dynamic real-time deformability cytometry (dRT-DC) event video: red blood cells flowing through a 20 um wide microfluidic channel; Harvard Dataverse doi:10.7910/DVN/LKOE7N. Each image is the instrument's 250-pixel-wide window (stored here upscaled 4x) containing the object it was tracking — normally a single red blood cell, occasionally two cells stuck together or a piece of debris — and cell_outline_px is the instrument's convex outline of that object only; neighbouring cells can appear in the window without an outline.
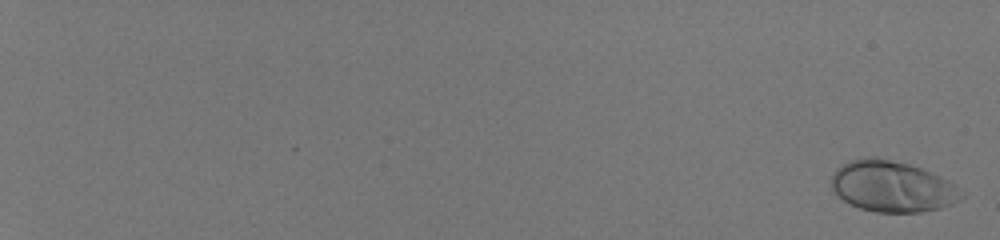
{"species": "human", "species_latin": "Homo sapiens", "temperature_condition": "room temperature", "stored_images_in_passage": 57, "camera_frame_rate_fps": 3000, "um_per_image_px": 0.085, "donor": {"sex": "male"}, "frame": {"image": 1, "passage_image": 2, "time_ms": 0.333, "image_size_px": [1000, 240], "cell_outline_px": [[964, 196], [940, 208], [920, 212], [876, 212], [860, 208], [844, 200], [832, 188], [832, 172], [836, 168], [848, 160], [868, 156], [876, 156], [908, 164], [920, 168], [940, 176], [948, 180], [964, 192]], "centroid_in_image_um": [75.81, 15.83], "position_along_channel_um": 9.2, "area_um2": 38.44}}
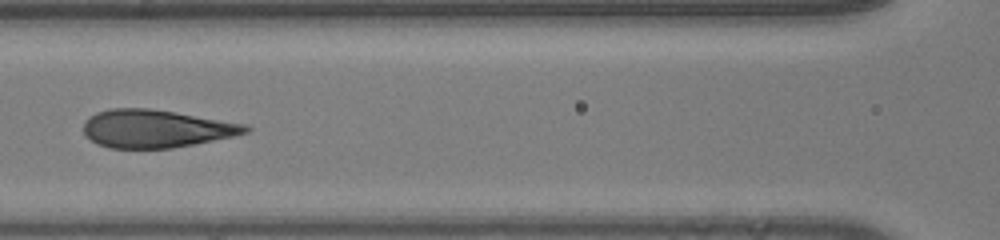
{"frame": {"image": 2, "passage_image": 33, "time_ms": 10.667, "image_size_px": [1000, 240], "cell_outline_px": [[252, 128], [248, 132], [232, 136], [172, 148], [108, 148], [96, 144], [84, 136], [84, 120], [88, 116], [96, 112], [108, 108], [148, 108], [248, 124]], "centroid_in_image_um": [13.19, 10.93], "position_along_channel_um": 153.4, "area_um2": 35.84}}
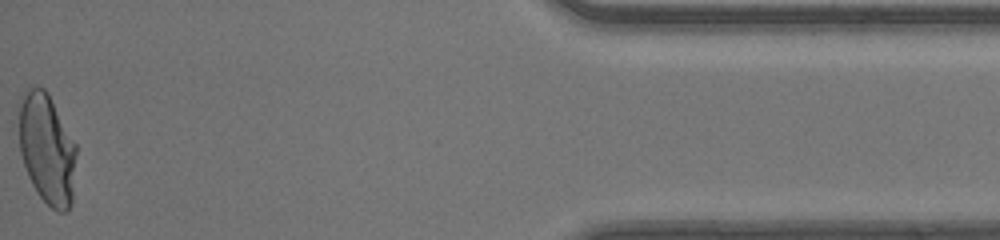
{"frame": {"image": 3, "passage_image": 57, "time_ms": 18.667, "image_size_px": [1000, 240], "cell_outline_px": [[76, 152], [72, 204], [64, 212], [60, 212], [52, 208], [36, 192], [28, 176], [20, 152], [16, 108], [20, 96], [28, 88], [44, 88], [48, 92], [76, 144]], "centroid_in_image_um": [3.95, 12.6], "position_along_channel_um": 431.2, "area_um2": 37.51}, "authors_computed_cell_mechanics": {"area_um2": 36.5874, "velocity_mm_per_s": 4.1877, "shape_relaxation_time_tau1_ms": 5.6527, "shape_relaxation_time_tau2_ms": null, "deformation_change_tau1": 0.2392, "deformation_change_tau2": null}}